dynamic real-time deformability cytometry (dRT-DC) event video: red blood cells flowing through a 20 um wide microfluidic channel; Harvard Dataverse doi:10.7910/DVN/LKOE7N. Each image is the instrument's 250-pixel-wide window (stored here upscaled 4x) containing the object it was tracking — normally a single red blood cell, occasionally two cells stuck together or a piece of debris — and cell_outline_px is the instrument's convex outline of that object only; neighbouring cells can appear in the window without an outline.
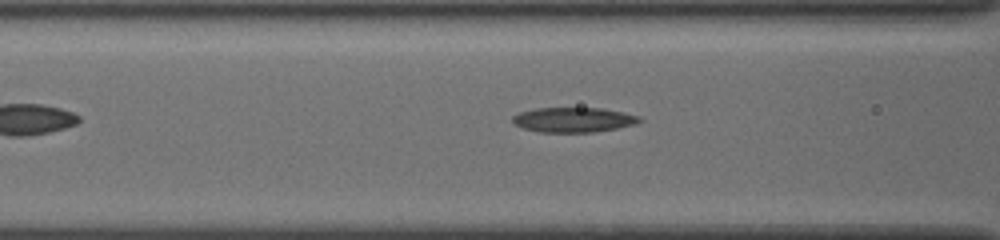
{"species": "common noctule bat (a hibernating species)", "species_latin": "Nyctalus noctula", "temperature_condition": "cold", "stored_images_in_passage": 7, "camera_frame_rate_fps": 3000, "um_per_image_px": 0.085, "animal": {"sex": "female", "body_mass_g": 19.5, "forearm_length_mm": 54.1}, "frame": {"image": 1, "passage_image": 5, "time_ms": 1.333, "image_size_px": [1000, 240], "cell_outline_px": [[644, 120], [632, 124], [616, 128], [592, 132], [540, 132], [524, 128], [512, 124], [512, 116], [520, 112], [536, 108], [604, 108], [640, 116]], "centroid_in_image_um": [48.72, 10.17], "position_along_channel_um": 117.9, "area_um2": 18.32}}